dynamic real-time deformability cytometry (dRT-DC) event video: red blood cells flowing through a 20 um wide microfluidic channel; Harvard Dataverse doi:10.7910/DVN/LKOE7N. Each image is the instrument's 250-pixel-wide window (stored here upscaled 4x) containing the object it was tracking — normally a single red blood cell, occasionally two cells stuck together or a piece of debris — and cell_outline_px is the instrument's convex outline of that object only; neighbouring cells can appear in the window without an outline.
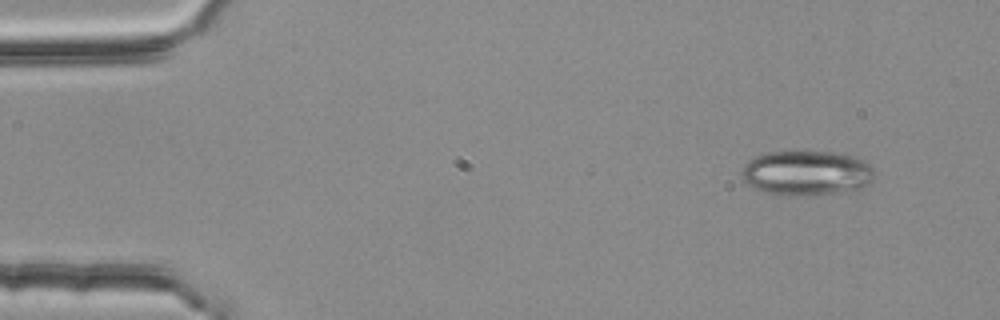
{"species": "common noctule bat (a hibernating species)", "species_latin": "Nyctalus noctula", "temperature_condition": "room temperature", "stored_images_in_passage": 3, "camera_frame_rate_fps": 3000, "um_per_image_px": 0.085, "animal": {"sex": "female", "body_mass_g": 25.1}, "frame": {"image": 1, "passage_image": 1, "time_ms": 0.0, "image_size_px": [1000, 320], "cell_outline_px": [[872, 180], [868, 184], [860, 188], [840, 192], [764, 192], [752, 188], [744, 180], [740, 172], [744, 164], [748, 160], [756, 156], [768, 152], [848, 152], [864, 160], [872, 168]], "centroid_in_image_um": [68.56, 14.63], "position_along_channel_um": 16.4, "area_um2": 33.7}}